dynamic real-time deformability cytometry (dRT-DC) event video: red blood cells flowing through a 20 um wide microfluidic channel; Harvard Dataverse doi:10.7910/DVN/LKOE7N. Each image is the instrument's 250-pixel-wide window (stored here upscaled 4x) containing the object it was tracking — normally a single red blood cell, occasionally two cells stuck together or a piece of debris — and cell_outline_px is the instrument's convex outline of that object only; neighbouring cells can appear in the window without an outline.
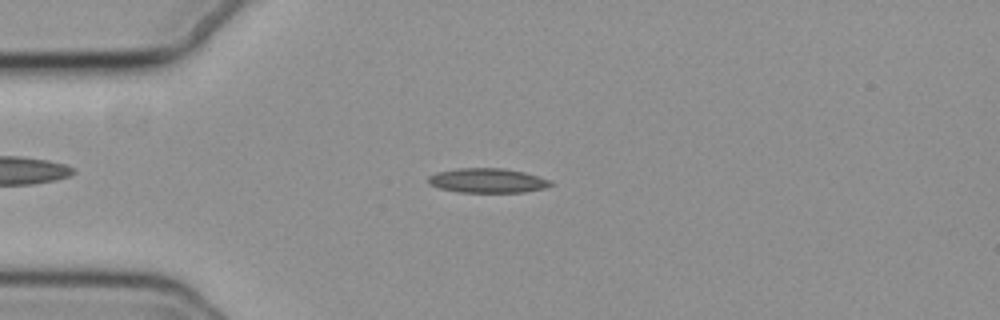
{"species": "common noctule bat (a hibernating species)", "species_latin": "Nyctalus noctula", "temperature_condition": "cold", "stored_images_in_passage": 53, "camera_frame_rate_fps": 3000, "um_per_image_px": 0.085, "animal": {"sex": "female", "body_mass_g": 19.3, "forearm_length_mm": 54.1}, "frame": {"image": 1, "passage_image": 12, "time_ms": 3.667, "image_size_px": [1000, 320], "cell_outline_px": [[556, 184], [544, 188], [524, 192], [460, 192], [440, 188], [428, 184], [428, 176], [436, 172], [456, 168], [504, 168], [524, 172], [552, 180]], "centroid_in_image_um": [41.46, 15.34], "position_along_channel_um": 43.5, "area_um2": 17.63}}
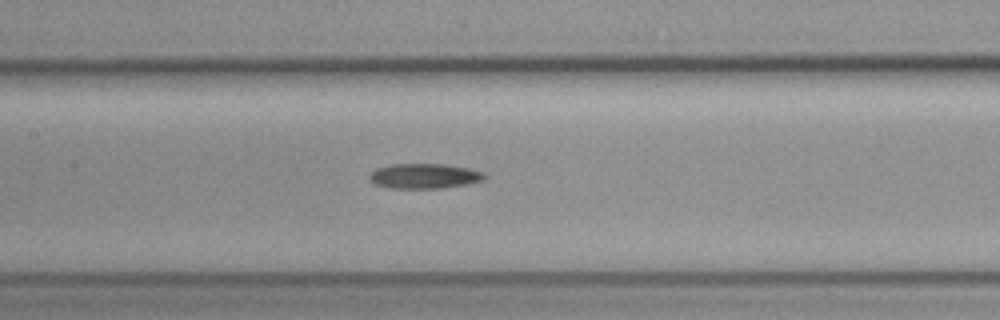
{"frame": {"image": 2, "passage_image": 24, "time_ms": 7.667, "image_size_px": [1000, 320], "cell_outline_px": [[484, 180], [468, 184], [444, 188], [388, 188], [376, 184], [368, 180], [368, 176], [376, 168], [392, 164], [444, 164], [468, 168], [484, 172]], "centroid_in_image_um": [36.05, 14.97], "position_along_channel_um": 171.4, "area_um2": 16.82}}
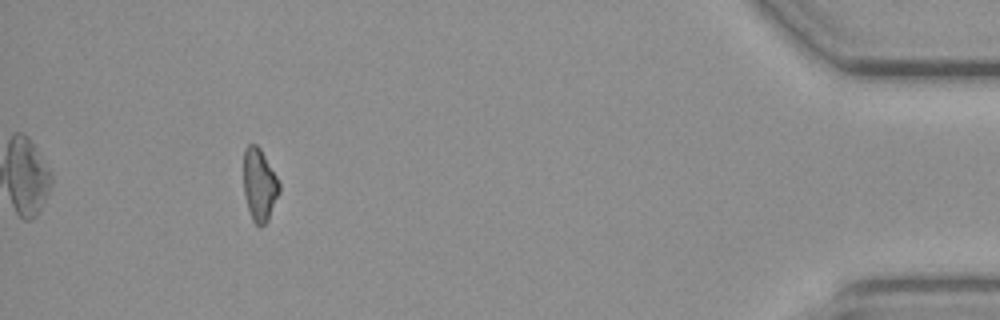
{"frame": {"image": 3, "passage_image": 49, "time_ms": 16.0, "image_size_px": [1000, 320], "cell_outline_px": [[280, 192], [268, 220], [260, 228], [252, 220], [244, 196], [244, 148], [248, 144], [256, 144], [260, 148], [276, 176], [280, 184]], "centroid_in_image_um": [22.05, 15.72], "position_along_channel_um": 413.2, "area_um2": 15.09}}